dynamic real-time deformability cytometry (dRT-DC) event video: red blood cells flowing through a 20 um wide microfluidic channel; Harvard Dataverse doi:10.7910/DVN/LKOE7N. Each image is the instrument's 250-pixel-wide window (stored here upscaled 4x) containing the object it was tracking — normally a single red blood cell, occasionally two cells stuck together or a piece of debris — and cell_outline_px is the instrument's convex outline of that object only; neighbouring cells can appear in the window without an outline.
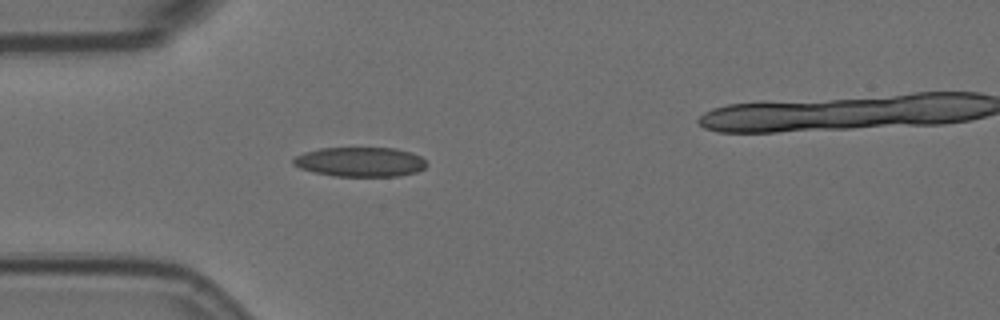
{"species": "Egyptian fruit bat (a non-hibernating species)", "species_latin": "Rousettus aegyptiacus", "temperature_condition": "room temperature", "stored_images_in_passage": 4, "camera_frame_rate_fps": 3000, "um_per_image_px": 0.085, "animal": {"sex": "female"}, "frame": {"image": 1, "passage_image": 3, "time_ms": 0.667, "image_size_px": [1000, 320], "cell_outline_px": [[428, 164], [424, 168], [416, 172], [396, 176], [332, 176], [312, 172], [300, 168], [292, 164], [292, 160], [296, 156], [304, 152], [320, 148], [396, 148], [412, 152], [420, 156]], "centroid_in_image_um": [30.6, 13.76], "position_along_channel_um": 54.4, "area_um2": 23.06}}